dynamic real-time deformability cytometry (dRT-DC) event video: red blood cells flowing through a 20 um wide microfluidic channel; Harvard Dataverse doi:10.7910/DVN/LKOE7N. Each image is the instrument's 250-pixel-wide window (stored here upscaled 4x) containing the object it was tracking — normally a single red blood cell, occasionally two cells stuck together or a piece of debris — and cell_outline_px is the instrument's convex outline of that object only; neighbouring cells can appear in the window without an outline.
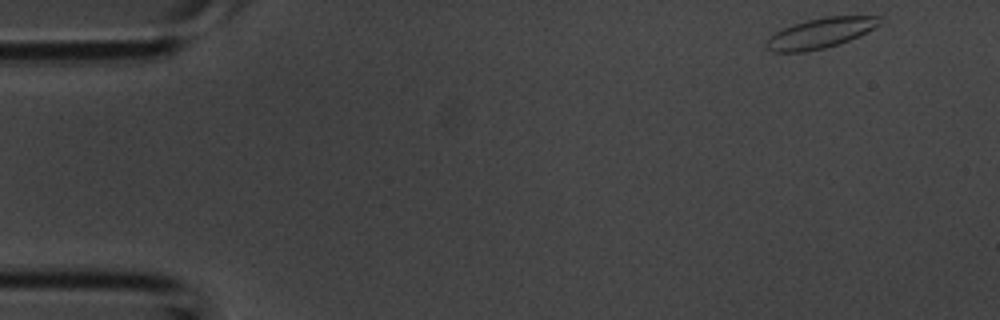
{"species": "common noctule bat (a hibernating species)", "species_latin": "Nyctalus noctula", "temperature_condition": "room temperature", "stored_images_in_passage": 11, "camera_frame_rate_fps": 3000, "um_per_image_px": 0.085, "animal": {"sex": "male", "body_mass_g": 20.1, "forearm_length_mm": 53.5}, "frame": {"image": 1, "passage_image": 1, "time_ms": 0.0, "image_size_px": [1000, 320], "cell_outline_px": [[880, 24], [840, 44], [824, 48], [804, 52], [772, 52], [764, 44], [764, 40], [776, 32], [792, 24], [804, 20], [824, 16], [880, 16]], "centroid_in_image_um": [69.66, 2.81], "position_along_channel_um": 15.3, "area_um2": 19.83}}